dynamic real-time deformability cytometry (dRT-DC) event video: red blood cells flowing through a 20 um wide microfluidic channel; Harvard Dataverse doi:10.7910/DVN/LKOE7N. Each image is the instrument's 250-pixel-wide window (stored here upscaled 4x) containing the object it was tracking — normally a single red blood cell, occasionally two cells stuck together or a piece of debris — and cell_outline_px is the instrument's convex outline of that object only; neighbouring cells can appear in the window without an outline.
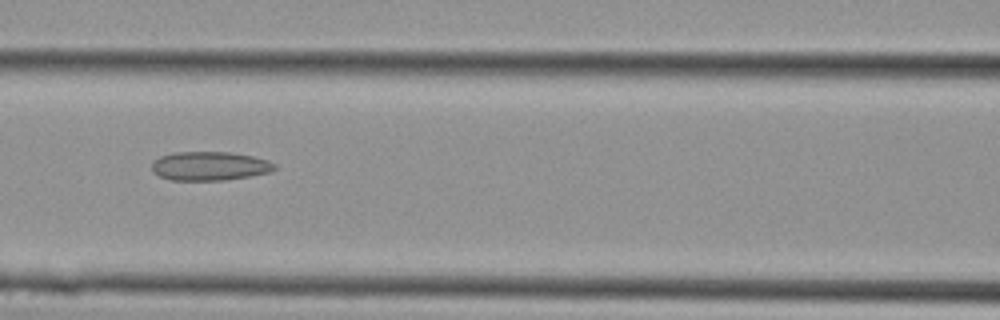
{"species": "Egyptian fruit bat (a non-hibernating species)", "species_latin": "Rousettus aegyptiacus", "temperature_condition": "cold", "stored_images_in_passage": 13, "camera_frame_rate_fps": 3000, "um_per_image_px": 0.085, "animal": {"sex": "female"}, "frame": {"image": 1, "passage_image": 8, "time_ms": 2.333, "image_size_px": [1000, 320], "cell_outline_px": [[276, 168], [272, 172], [224, 180], [172, 180], [160, 176], [152, 172], [152, 160], [160, 156], [172, 152], [228, 152], [252, 156], [268, 160], [276, 164]], "centroid_in_image_um": [17.8, 14.11], "position_along_channel_um": 148.8, "area_um2": 20.75}}
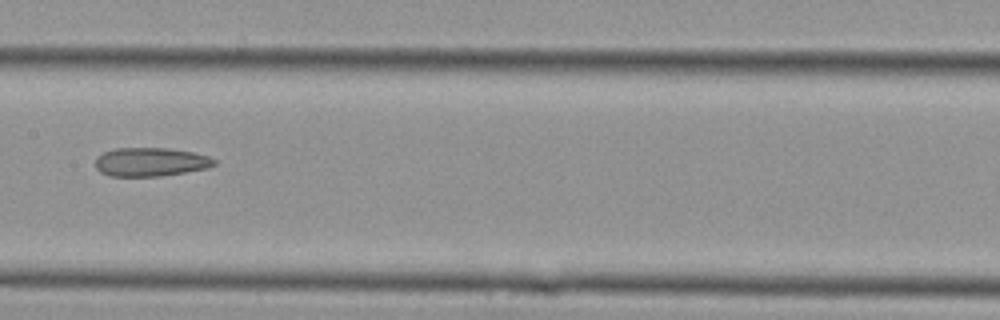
{"frame": {"image": 2, "passage_image": 10, "time_ms": 3.0, "image_size_px": [1000, 320], "cell_outline_px": [[216, 164], [208, 168], [160, 176], [108, 176], [100, 172], [96, 168], [96, 156], [104, 152], [116, 148], [168, 148], [192, 152], [208, 156], [216, 160]], "centroid_in_image_um": [12.78, 13.77], "position_along_channel_um": 194.6, "area_um2": 19.88}}
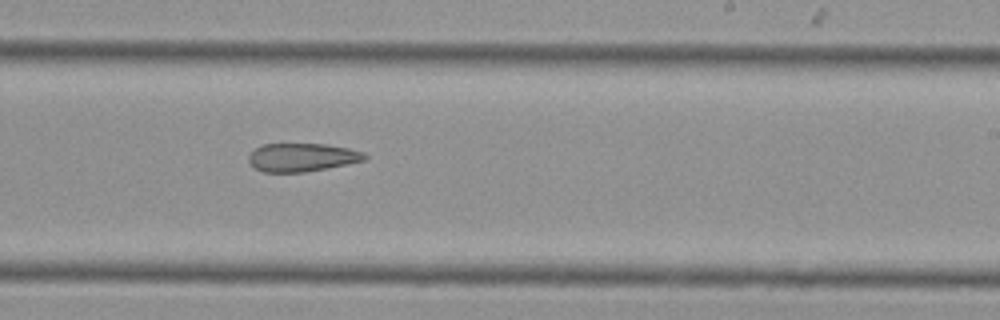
{"frame": {"image": 3, "passage_image": 13, "time_ms": 4.0, "image_size_px": [1000, 320], "cell_outline_px": [[368, 156], [364, 160], [304, 172], [264, 172], [256, 168], [248, 160], [248, 156], [256, 148], [264, 144], [324, 144], [348, 148], [364, 152]], "centroid_in_image_um": [25.66, 13.37], "position_along_channel_um": 263.3, "area_um2": 18.79}}